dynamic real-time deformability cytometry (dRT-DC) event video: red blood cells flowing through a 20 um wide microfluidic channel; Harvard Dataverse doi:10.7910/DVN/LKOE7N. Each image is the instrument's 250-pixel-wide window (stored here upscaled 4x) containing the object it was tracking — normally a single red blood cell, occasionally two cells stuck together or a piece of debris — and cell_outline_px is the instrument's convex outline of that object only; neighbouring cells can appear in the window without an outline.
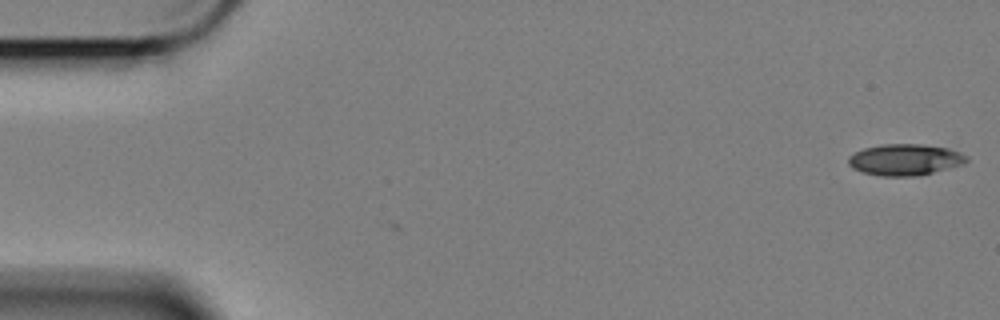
{"species": "Egyptian fruit bat (a non-hibernating species)", "species_latin": "Rousettus aegyptiacus", "temperature_condition": "cold", "stored_images_in_passage": 2, "camera_frame_rate_fps": 3000, "um_per_image_px": 0.085, "animal": {"sex": "female"}, "frame": {"image": 1, "passage_image": 2, "time_ms": 0.333, "image_size_px": [1000, 320], "cell_outline_px": [[968, 160], [960, 164], [948, 168], [916, 176], [880, 176], [864, 172], [852, 168], [848, 164], [848, 156], [864, 148], [880, 144], [920, 144], [948, 148], [960, 152], [968, 156]], "centroid_in_image_um": [76.9, 13.56], "position_along_channel_um": 8.1, "area_um2": 21.44}}